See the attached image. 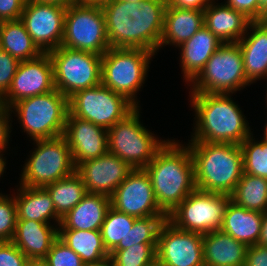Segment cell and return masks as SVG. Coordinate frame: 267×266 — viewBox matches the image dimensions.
<instances>
[{
  "instance_id": "1",
  "label": "cell",
  "mask_w": 267,
  "mask_h": 266,
  "mask_svg": "<svg viewBox=\"0 0 267 266\" xmlns=\"http://www.w3.org/2000/svg\"><path fill=\"white\" fill-rule=\"evenodd\" d=\"M166 0L131 3L112 0L102 6L110 47L140 48L159 53Z\"/></svg>"
},
{
  "instance_id": "49",
  "label": "cell",
  "mask_w": 267,
  "mask_h": 266,
  "mask_svg": "<svg viewBox=\"0 0 267 266\" xmlns=\"http://www.w3.org/2000/svg\"><path fill=\"white\" fill-rule=\"evenodd\" d=\"M110 1L112 0H76V3L102 7L103 5L109 3Z\"/></svg>"
},
{
  "instance_id": "18",
  "label": "cell",
  "mask_w": 267,
  "mask_h": 266,
  "mask_svg": "<svg viewBox=\"0 0 267 266\" xmlns=\"http://www.w3.org/2000/svg\"><path fill=\"white\" fill-rule=\"evenodd\" d=\"M134 169L114 154L106 153L76 166L87 193L111 196Z\"/></svg>"
},
{
  "instance_id": "16",
  "label": "cell",
  "mask_w": 267,
  "mask_h": 266,
  "mask_svg": "<svg viewBox=\"0 0 267 266\" xmlns=\"http://www.w3.org/2000/svg\"><path fill=\"white\" fill-rule=\"evenodd\" d=\"M111 207L136 218L167 216L156 203L149 174L134 169L110 196Z\"/></svg>"
},
{
  "instance_id": "45",
  "label": "cell",
  "mask_w": 267,
  "mask_h": 266,
  "mask_svg": "<svg viewBox=\"0 0 267 266\" xmlns=\"http://www.w3.org/2000/svg\"><path fill=\"white\" fill-rule=\"evenodd\" d=\"M213 0H166L167 6L204 11Z\"/></svg>"
},
{
  "instance_id": "5",
  "label": "cell",
  "mask_w": 267,
  "mask_h": 266,
  "mask_svg": "<svg viewBox=\"0 0 267 266\" xmlns=\"http://www.w3.org/2000/svg\"><path fill=\"white\" fill-rule=\"evenodd\" d=\"M155 57V53L145 49L110 47L102 55L101 84L141 107L138 94L148 80Z\"/></svg>"
},
{
  "instance_id": "32",
  "label": "cell",
  "mask_w": 267,
  "mask_h": 266,
  "mask_svg": "<svg viewBox=\"0 0 267 266\" xmlns=\"http://www.w3.org/2000/svg\"><path fill=\"white\" fill-rule=\"evenodd\" d=\"M231 200L247 210L267 211V179L243 173Z\"/></svg>"
},
{
  "instance_id": "27",
  "label": "cell",
  "mask_w": 267,
  "mask_h": 266,
  "mask_svg": "<svg viewBox=\"0 0 267 266\" xmlns=\"http://www.w3.org/2000/svg\"><path fill=\"white\" fill-rule=\"evenodd\" d=\"M247 246L221 230L203 234L205 266H244Z\"/></svg>"
},
{
  "instance_id": "46",
  "label": "cell",
  "mask_w": 267,
  "mask_h": 266,
  "mask_svg": "<svg viewBox=\"0 0 267 266\" xmlns=\"http://www.w3.org/2000/svg\"><path fill=\"white\" fill-rule=\"evenodd\" d=\"M257 244L267 246V211L262 216L261 231Z\"/></svg>"
},
{
  "instance_id": "42",
  "label": "cell",
  "mask_w": 267,
  "mask_h": 266,
  "mask_svg": "<svg viewBox=\"0 0 267 266\" xmlns=\"http://www.w3.org/2000/svg\"><path fill=\"white\" fill-rule=\"evenodd\" d=\"M223 2L238 12L243 13L252 22L259 21L258 0H224Z\"/></svg>"
},
{
  "instance_id": "6",
  "label": "cell",
  "mask_w": 267,
  "mask_h": 266,
  "mask_svg": "<svg viewBox=\"0 0 267 266\" xmlns=\"http://www.w3.org/2000/svg\"><path fill=\"white\" fill-rule=\"evenodd\" d=\"M68 111V98L57 89L21 99L10 107L11 117L30 143L63 136Z\"/></svg>"
},
{
  "instance_id": "23",
  "label": "cell",
  "mask_w": 267,
  "mask_h": 266,
  "mask_svg": "<svg viewBox=\"0 0 267 266\" xmlns=\"http://www.w3.org/2000/svg\"><path fill=\"white\" fill-rule=\"evenodd\" d=\"M57 238V225L34 220H17L12 242L28 260H43Z\"/></svg>"
},
{
  "instance_id": "12",
  "label": "cell",
  "mask_w": 267,
  "mask_h": 266,
  "mask_svg": "<svg viewBox=\"0 0 267 266\" xmlns=\"http://www.w3.org/2000/svg\"><path fill=\"white\" fill-rule=\"evenodd\" d=\"M231 196L195 189L168 216L175 227L206 234L220 230Z\"/></svg>"
},
{
  "instance_id": "10",
  "label": "cell",
  "mask_w": 267,
  "mask_h": 266,
  "mask_svg": "<svg viewBox=\"0 0 267 266\" xmlns=\"http://www.w3.org/2000/svg\"><path fill=\"white\" fill-rule=\"evenodd\" d=\"M55 88L69 98L75 92L101 84L102 56L60 46L49 53Z\"/></svg>"
},
{
  "instance_id": "50",
  "label": "cell",
  "mask_w": 267,
  "mask_h": 266,
  "mask_svg": "<svg viewBox=\"0 0 267 266\" xmlns=\"http://www.w3.org/2000/svg\"><path fill=\"white\" fill-rule=\"evenodd\" d=\"M39 3H55L63 6H69L70 4L76 3V0H32Z\"/></svg>"
},
{
  "instance_id": "33",
  "label": "cell",
  "mask_w": 267,
  "mask_h": 266,
  "mask_svg": "<svg viewBox=\"0 0 267 266\" xmlns=\"http://www.w3.org/2000/svg\"><path fill=\"white\" fill-rule=\"evenodd\" d=\"M135 219L136 217L117 211L113 207L109 208L100 228L104 247L109 254L113 250L126 249V236L132 229Z\"/></svg>"
},
{
  "instance_id": "30",
  "label": "cell",
  "mask_w": 267,
  "mask_h": 266,
  "mask_svg": "<svg viewBox=\"0 0 267 266\" xmlns=\"http://www.w3.org/2000/svg\"><path fill=\"white\" fill-rule=\"evenodd\" d=\"M58 238L78 254L85 264L109 257L100 230H58Z\"/></svg>"
},
{
  "instance_id": "53",
  "label": "cell",
  "mask_w": 267,
  "mask_h": 266,
  "mask_svg": "<svg viewBox=\"0 0 267 266\" xmlns=\"http://www.w3.org/2000/svg\"><path fill=\"white\" fill-rule=\"evenodd\" d=\"M23 266H37V260H27Z\"/></svg>"
},
{
  "instance_id": "41",
  "label": "cell",
  "mask_w": 267,
  "mask_h": 266,
  "mask_svg": "<svg viewBox=\"0 0 267 266\" xmlns=\"http://www.w3.org/2000/svg\"><path fill=\"white\" fill-rule=\"evenodd\" d=\"M10 108L0 105V151H13L10 147L12 139V122ZM11 149V150H10Z\"/></svg>"
},
{
  "instance_id": "8",
  "label": "cell",
  "mask_w": 267,
  "mask_h": 266,
  "mask_svg": "<svg viewBox=\"0 0 267 266\" xmlns=\"http://www.w3.org/2000/svg\"><path fill=\"white\" fill-rule=\"evenodd\" d=\"M252 85L246 77L239 44L223 43L187 85L188 93L234 94Z\"/></svg>"
},
{
  "instance_id": "19",
  "label": "cell",
  "mask_w": 267,
  "mask_h": 266,
  "mask_svg": "<svg viewBox=\"0 0 267 266\" xmlns=\"http://www.w3.org/2000/svg\"><path fill=\"white\" fill-rule=\"evenodd\" d=\"M63 137L71 150L75 167L108 153L107 129L78 118L69 111Z\"/></svg>"
},
{
  "instance_id": "7",
  "label": "cell",
  "mask_w": 267,
  "mask_h": 266,
  "mask_svg": "<svg viewBox=\"0 0 267 266\" xmlns=\"http://www.w3.org/2000/svg\"><path fill=\"white\" fill-rule=\"evenodd\" d=\"M141 110V107H135L107 130L108 152L133 169H144L170 139L169 136L163 138L149 130L143 124Z\"/></svg>"
},
{
  "instance_id": "14",
  "label": "cell",
  "mask_w": 267,
  "mask_h": 266,
  "mask_svg": "<svg viewBox=\"0 0 267 266\" xmlns=\"http://www.w3.org/2000/svg\"><path fill=\"white\" fill-rule=\"evenodd\" d=\"M67 7L55 3L27 0L20 20L43 53L61 46Z\"/></svg>"
},
{
  "instance_id": "25",
  "label": "cell",
  "mask_w": 267,
  "mask_h": 266,
  "mask_svg": "<svg viewBox=\"0 0 267 266\" xmlns=\"http://www.w3.org/2000/svg\"><path fill=\"white\" fill-rule=\"evenodd\" d=\"M204 11L166 6L159 51L165 47L176 48L189 40L204 26ZM164 47V48H163Z\"/></svg>"
},
{
  "instance_id": "43",
  "label": "cell",
  "mask_w": 267,
  "mask_h": 266,
  "mask_svg": "<svg viewBox=\"0 0 267 266\" xmlns=\"http://www.w3.org/2000/svg\"><path fill=\"white\" fill-rule=\"evenodd\" d=\"M27 0H0V19L2 21L21 18Z\"/></svg>"
},
{
  "instance_id": "35",
  "label": "cell",
  "mask_w": 267,
  "mask_h": 266,
  "mask_svg": "<svg viewBox=\"0 0 267 266\" xmlns=\"http://www.w3.org/2000/svg\"><path fill=\"white\" fill-rule=\"evenodd\" d=\"M157 244L140 243L124 250H113L109 257L113 266H154Z\"/></svg>"
},
{
  "instance_id": "34",
  "label": "cell",
  "mask_w": 267,
  "mask_h": 266,
  "mask_svg": "<svg viewBox=\"0 0 267 266\" xmlns=\"http://www.w3.org/2000/svg\"><path fill=\"white\" fill-rule=\"evenodd\" d=\"M254 133L240 144L244 173L267 179V140L255 138Z\"/></svg>"
},
{
  "instance_id": "28",
  "label": "cell",
  "mask_w": 267,
  "mask_h": 266,
  "mask_svg": "<svg viewBox=\"0 0 267 266\" xmlns=\"http://www.w3.org/2000/svg\"><path fill=\"white\" fill-rule=\"evenodd\" d=\"M262 216L263 213L247 210L230 200L220 230L244 243L247 247L252 246L258 242Z\"/></svg>"
},
{
  "instance_id": "21",
  "label": "cell",
  "mask_w": 267,
  "mask_h": 266,
  "mask_svg": "<svg viewBox=\"0 0 267 266\" xmlns=\"http://www.w3.org/2000/svg\"><path fill=\"white\" fill-rule=\"evenodd\" d=\"M241 48L247 80L253 85L267 78V21H254L237 42Z\"/></svg>"
},
{
  "instance_id": "13",
  "label": "cell",
  "mask_w": 267,
  "mask_h": 266,
  "mask_svg": "<svg viewBox=\"0 0 267 266\" xmlns=\"http://www.w3.org/2000/svg\"><path fill=\"white\" fill-rule=\"evenodd\" d=\"M68 107L72 115L107 130L135 108L124 96L103 84L75 92L68 98Z\"/></svg>"
},
{
  "instance_id": "31",
  "label": "cell",
  "mask_w": 267,
  "mask_h": 266,
  "mask_svg": "<svg viewBox=\"0 0 267 266\" xmlns=\"http://www.w3.org/2000/svg\"><path fill=\"white\" fill-rule=\"evenodd\" d=\"M53 201L56 213L63 218L87 194L81 177L74 172L44 187Z\"/></svg>"
},
{
  "instance_id": "2",
  "label": "cell",
  "mask_w": 267,
  "mask_h": 266,
  "mask_svg": "<svg viewBox=\"0 0 267 266\" xmlns=\"http://www.w3.org/2000/svg\"><path fill=\"white\" fill-rule=\"evenodd\" d=\"M233 94L189 93L193 111L192 132L186 142L240 145L254 130ZM253 130V131H252Z\"/></svg>"
},
{
  "instance_id": "22",
  "label": "cell",
  "mask_w": 267,
  "mask_h": 266,
  "mask_svg": "<svg viewBox=\"0 0 267 266\" xmlns=\"http://www.w3.org/2000/svg\"><path fill=\"white\" fill-rule=\"evenodd\" d=\"M204 26L222 43H236L247 32L252 22L224 2L213 0L204 10Z\"/></svg>"
},
{
  "instance_id": "47",
  "label": "cell",
  "mask_w": 267,
  "mask_h": 266,
  "mask_svg": "<svg viewBox=\"0 0 267 266\" xmlns=\"http://www.w3.org/2000/svg\"><path fill=\"white\" fill-rule=\"evenodd\" d=\"M8 154L10 155L11 153L10 152L8 153V151H0V181L2 180L1 178L5 179L4 176H6L4 173H6L9 160L5 155Z\"/></svg>"
},
{
  "instance_id": "9",
  "label": "cell",
  "mask_w": 267,
  "mask_h": 266,
  "mask_svg": "<svg viewBox=\"0 0 267 266\" xmlns=\"http://www.w3.org/2000/svg\"><path fill=\"white\" fill-rule=\"evenodd\" d=\"M17 184L45 187L75 172L71 150L63 136L31 141Z\"/></svg>"
},
{
  "instance_id": "37",
  "label": "cell",
  "mask_w": 267,
  "mask_h": 266,
  "mask_svg": "<svg viewBox=\"0 0 267 266\" xmlns=\"http://www.w3.org/2000/svg\"><path fill=\"white\" fill-rule=\"evenodd\" d=\"M0 191V242H12L16 230L17 206L14 194Z\"/></svg>"
},
{
  "instance_id": "39",
  "label": "cell",
  "mask_w": 267,
  "mask_h": 266,
  "mask_svg": "<svg viewBox=\"0 0 267 266\" xmlns=\"http://www.w3.org/2000/svg\"><path fill=\"white\" fill-rule=\"evenodd\" d=\"M20 61L0 49V100L9 91Z\"/></svg>"
},
{
  "instance_id": "11",
  "label": "cell",
  "mask_w": 267,
  "mask_h": 266,
  "mask_svg": "<svg viewBox=\"0 0 267 266\" xmlns=\"http://www.w3.org/2000/svg\"><path fill=\"white\" fill-rule=\"evenodd\" d=\"M61 46L102 56L110 48L102 7L79 3L67 6Z\"/></svg>"
},
{
  "instance_id": "17",
  "label": "cell",
  "mask_w": 267,
  "mask_h": 266,
  "mask_svg": "<svg viewBox=\"0 0 267 266\" xmlns=\"http://www.w3.org/2000/svg\"><path fill=\"white\" fill-rule=\"evenodd\" d=\"M55 88L53 65L48 53L38 57L21 61L11 87L0 100V105L10 108L21 99L42 95Z\"/></svg>"
},
{
  "instance_id": "24",
  "label": "cell",
  "mask_w": 267,
  "mask_h": 266,
  "mask_svg": "<svg viewBox=\"0 0 267 266\" xmlns=\"http://www.w3.org/2000/svg\"><path fill=\"white\" fill-rule=\"evenodd\" d=\"M11 191L17 206V220H34L59 226L61 217L44 187L15 185Z\"/></svg>"
},
{
  "instance_id": "36",
  "label": "cell",
  "mask_w": 267,
  "mask_h": 266,
  "mask_svg": "<svg viewBox=\"0 0 267 266\" xmlns=\"http://www.w3.org/2000/svg\"><path fill=\"white\" fill-rule=\"evenodd\" d=\"M166 220L167 216L136 218L126 236V249L140 243L157 244L160 228Z\"/></svg>"
},
{
  "instance_id": "57",
  "label": "cell",
  "mask_w": 267,
  "mask_h": 266,
  "mask_svg": "<svg viewBox=\"0 0 267 266\" xmlns=\"http://www.w3.org/2000/svg\"><path fill=\"white\" fill-rule=\"evenodd\" d=\"M2 23H3V21L0 19V30H1Z\"/></svg>"
},
{
  "instance_id": "40",
  "label": "cell",
  "mask_w": 267,
  "mask_h": 266,
  "mask_svg": "<svg viewBox=\"0 0 267 266\" xmlns=\"http://www.w3.org/2000/svg\"><path fill=\"white\" fill-rule=\"evenodd\" d=\"M27 260L13 242H0V266H23Z\"/></svg>"
},
{
  "instance_id": "20",
  "label": "cell",
  "mask_w": 267,
  "mask_h": 266,
  "mask_svg": "<svg viewBox=\"0 0 267 266\" xmlns=\"http://www.w3.org/2000/svg\"><path fill=\"white\" fill-rule=\"evenodd\" d=\"M222 44L213 33L203 26L189 40L177 47L180 54L178 62L185 87L200 73L212 54Z\"/></svg>"
},
{
  "instance_id": "29",
  "label": "cell",
  "mask_w": 267,
  "mask_h": 266,
  "mask_svg": "<svg viewBox=\"0 0 267 266\" xmlns=\"http://www.w3.org/2000/svg\"><path fill=\"white\" fill-rule=\"evenodd\" d=\"M0 49L7 51L20 62L34 59L43 53L20 19L3 21L0 30Z\"/></svg>"
},
{
  "instance_id": "3",
  "label": "cell",
  "mask_w": 267,
  "mask_h": 266,
  "mask_svg": "<svg viewBox=\"0 0 267 266\" xmlns=\"http://www.w3.org/2000/svg\"><path fill=\"white\" fill-rule=\"evenodd\" d=\"M144 169L156 203L167 216L196 189L190 149L178 138L170 137Z\"/></svg>"
},
{
  "instance_id": "15",
  "label": "cell",
  "mask_w": 267,
  "mask_h": 266,
  "mask_svg": "<svg viewBox=\"0 0 267 266\" xmlns=\"http://www.w3.org/2000/svg\"><path fill=\"white\" fill-rule=\"evenodd\" d=\"M156 264L159 266H205L203 234L181 230L166 220L158 234Z\"/></svg>"
},
{
  "instance_id": "52",
  "label": "cell",
  "mask_w": 267,
  "mask_h": 266,
  "mask_svg": "<svg viewBox=\"0 0 267 266\" xmlns=\"http://www.w3.org/2000/svg\"><path fill=\"white\" fill-rule=\"evenodd\" d=\"M267 111V110H266ZM267 113V112H266ZM266 119H267V116L265 117ZM266 123L264 124V126H263V128H264V130H262L263 131V133H262V135H263V139H265V140H267V120L265 121Z\"/></svg>"
},
{
  "instance_id": "56",
  "label": "cell",
  "mask_w": 267,
  "mask_h": 266,
  "mask_svg": "<svg viewBox=\"0 0 267 266\" xmlns=\"http://www.w3.org/2000/svg\"><path fill=\"white\" fill-rule=\"evenodd\" d=\"M265 80L267 81V78L264 79V81H265ZM265 88H266V92H265V93H266V95H265V100H266V101H265V104H266V106H265V108L267 109V83H266V87H265Z\"/></svg>"
},
{
  "instance_id": "44",
  "label": "cell",
  "mask_w": 267,
  "mask_h": 266,
  "mask_svg": "<svg viewBox=\"0 0 267 266\" xmlns=\"http://www.w3.org/2000/svg\"><path fill=\"white\" fill-rule=\"evenodd\" d=\"M244 266H267V246H248Z\"/></svg>"
},
{
  "instance_id": "4",
  "label": "cell",
  "mask_w": 267,
  "mask_h": 266,
  "mask_svg": "<svg viewBox=\"0 0 267 266\" xmlns=\"http://www.w3.org/2000/svg\"><path fill=\"white\" fill-rule=\"evenodd\" d=\"M194 162L196 189L231 196L244 173L240 145L184 142Z\"/></svg>"
},
{
  "instance_id": "54",
  "label": "cell",
  "mask_w": 267,
  "mask_h": 266,
  "mask_svg": "<svg viewBox=\"0 0 267 266\" xmlns=\"http://www.w3.org/2000/svg\"><path fill=\"white\" fill-rule=\"evenodd\" d=\"M37 266H50L47 261L43 260H37Z\"/></svg>"
},
{
  "instance_id": "38",
  "label": "cell",
  "mask_w": 267,
  "mask_h": 266,
  "mask_svg": "<svg viewBox=\"0 0 267 266\" xmlns=\"http://www.w3.org/2000/svg\"><path fill=\"white\" fill-rule=\"evenodd\" d=\"M50 266H84L81 257L57 238L44 259Z\"/></svg>"
},
{
  "instance_id": "48",
  "label": "cell",
  "mask_w": 267,
  "mask_h": 266,
  "mask_svg": "<svg viewBox=\"0 0 267 266\" xmlns=\"http://www.w3.org/2000/svg\"><path fill=\"white\" fill-rule=\"evenodd\" d=\"M259 2V21H265L267 17V0H258Z\"/></svg>"
},
{
  "instance_id": "26",
  "label": "cell",
  "mask_w": 267,
  "mask_h": 266,
  "mask_svg": "<svg viewBox=\"0 0 267 266\" xmlns=\"http://www.w3.org/2000/svg\"><path fill=\"white\" fill-rule=\"evenodd\" d=\"M111 207L110 197L87 193L62 219L58 230H100Z\"/></svg>"
},
{
  "instance_id": "51",
  "label": "cell",
  "mask_w": 267,
  "mask_h": 266,
  "mask_svg": "<svg viewBox=\"0 0 267 266\" xmlns=\"http://www.w3.org/2000/svg\"><path fill=\"white\" fill-rule=\"evenodd\" d=\"M84 266H113L112 260L110 257L103 259L102 261L96 263L85 264Z\"/></svg>"
},
{
  "instance_id": "55",
  "label": "cell",
  "mask_w": 267,
  "mask_h": 266,
  "mask_svg": "<svg viewBox=\"0 0 267 266\" xmlns=\"http://www.w3.org/2000/svg\"><path fill=\"white\" fill-rule=\"evenodd\" d=\"M117 1H124V2H131V3H141L142 1H145V0H117Z\"/></svg>"
}]
</instances>
